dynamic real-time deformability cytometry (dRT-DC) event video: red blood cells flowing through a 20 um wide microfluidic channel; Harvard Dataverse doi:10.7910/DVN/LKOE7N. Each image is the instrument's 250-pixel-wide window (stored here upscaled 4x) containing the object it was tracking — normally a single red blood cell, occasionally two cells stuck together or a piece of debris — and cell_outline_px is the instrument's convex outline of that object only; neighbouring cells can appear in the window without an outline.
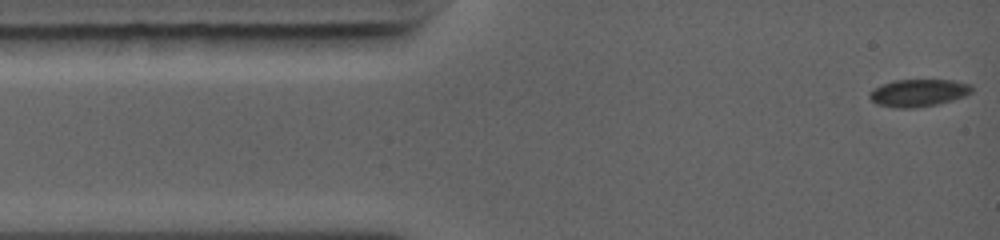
{"species": "common noctule bat (a hibernating species)", "species_latin": "Nyctalus noctula", "temperature_condition": "warm", "stored_images_in_passage": 74, "camera_frame_rate_fps": 5000, "um_per_image_px": 0.085, "animal": {"sex": "female", "body_mass_g": 19.0, "forearm_length_mm": 56.7}, "frame": {"image": 1, "passage_image": 1, "time_ms": 0.0, "image_size_px": [1000, 240], "cell_outline_px": [[972, 92], [964, 96], [952, 100], [936, 104], [916, 108], [892, 108], [876, 104], [868, 96], [868, 92], [880, 84], [892, 80], [952, 80], [972, 84]], "centroid_in_image_um": [78.02, 7.89], "position_along_channel_um": 7.0, "area_um2": 16.53}}
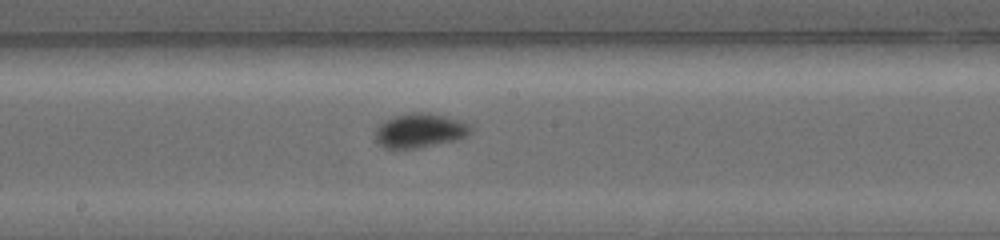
{"frame": {"image": 2, "passage_image": 32, "time_ms": 6.2, "image_size_px": [1000, 240], "cell_outline_px": [[472, 132], [456, 140], [416, 148], [384, 148], [376, 140], [376, 128], [384, 120], [396, 116], [412, 112], [428, 112], [460, 120], [468, 124], [472, 128]], "centroid_in_image_um": [35.68, 11.09], "position_along_channel_um": 212.5, "area_um2": 18.84}}
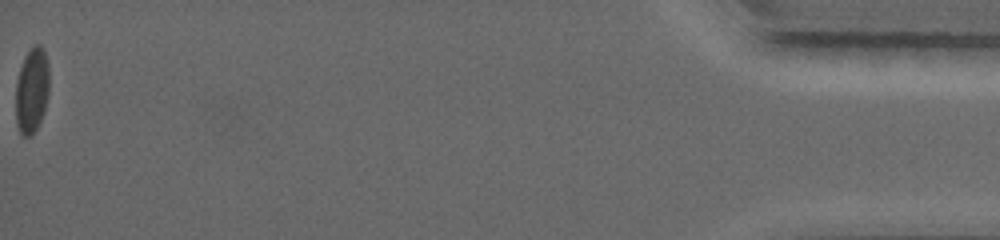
{"frame": {"image": 3, "passage_image": 74, "time_ms": 14.6, "image_size_px": [1000, 240], "cell_outline_px": [[48, 92], [44, 112], [32, 136], [20, 136], [16, 124], [16, 80], [24, 56], [32, 44], [40, 44], [44, 48], [48, 64]], "centroid_in_image_um": [2.69, 7.66], "position_along_channel_um": 432.5, "area_um2": 16.94}, "authors_computed_cell_mechanics": {"area_um2": 16.8487, "velocity_mm_per_s": 4.4299, "shape_relaxation_time_tau1_ms": 2.7004, "shape_relaxation_time_tau2_ms": null, "deformation_change_tau1": 0.0972, "deformation_change_tau2": null}}